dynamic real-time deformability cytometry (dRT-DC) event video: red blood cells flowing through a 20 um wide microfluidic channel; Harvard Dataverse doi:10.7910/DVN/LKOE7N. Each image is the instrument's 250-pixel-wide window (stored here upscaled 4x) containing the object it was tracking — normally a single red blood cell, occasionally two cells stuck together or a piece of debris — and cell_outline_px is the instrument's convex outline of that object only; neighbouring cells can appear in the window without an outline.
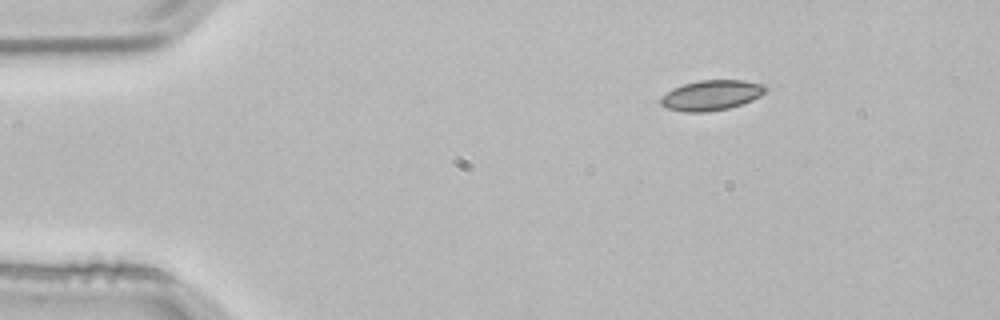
{"species": "common noctule bat (a hibernating species)", "species_latin": "Nyctalus noctula", "temperature_condition": "room temperature", "stored_images_in_passage": 2, "camera_frame_rate_fps": 3000, "um_per_image_px": 0.085, "animal": {"sex": "male", "body_mass_g": 21.5, "forearm_length_mm": 52.0}, "frame": {"image": 1, "passage_image": 1, "time_ms": 0.0, "image_size_px": [1000, 320], "cell_outline_px": [[768, 88], [760, 96], [752, 100], [728, 108], [708, 112], [684, 112], [664, 108], [660, 104], [660, 96], [672, 88], [684, 84], [700, 80], [744, 80], [764, 84]], "centroid_in_image_um": [60.43, 8.1], "position_along_channel_um": 24.6, "area_um2": 18.61}}